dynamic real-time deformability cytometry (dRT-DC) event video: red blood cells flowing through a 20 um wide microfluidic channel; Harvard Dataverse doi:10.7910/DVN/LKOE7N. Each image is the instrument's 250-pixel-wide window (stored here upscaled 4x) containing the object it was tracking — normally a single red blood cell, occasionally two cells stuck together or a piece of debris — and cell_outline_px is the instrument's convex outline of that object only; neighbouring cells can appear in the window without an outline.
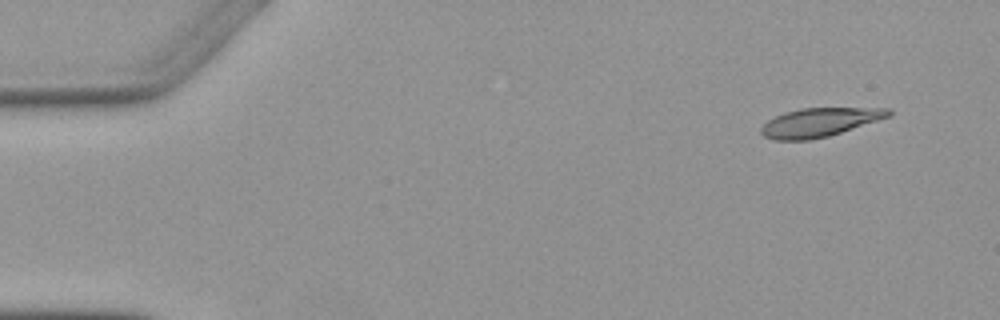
{"species": "Egyptian fruit bat (a non-hibernating species)", "species_latin": "Rousettus aegyptiacus", "temperature_condition": "warm", "stored_images_in_passage": 4, "camera_frame_rate_fps": 3000, "um_per_image_px": 0.085, "animal": {"sex": "female"}, "frame": {"image": 1, "passage_image": 1, "time_ms": 0.0, "image_size_px": [1000, 320], "cell_outline_px": [[892, 116], [828, 136], [808, 140], [772, 140], [764, 136], [760, 132], [760, 128], [768, 120], [784, 112], [800, 108], [892, 108]], "centroid_in_image_um": [69.67, 10.39], "position_along_channel_um": 15.3, "area_um2": 21.39}}
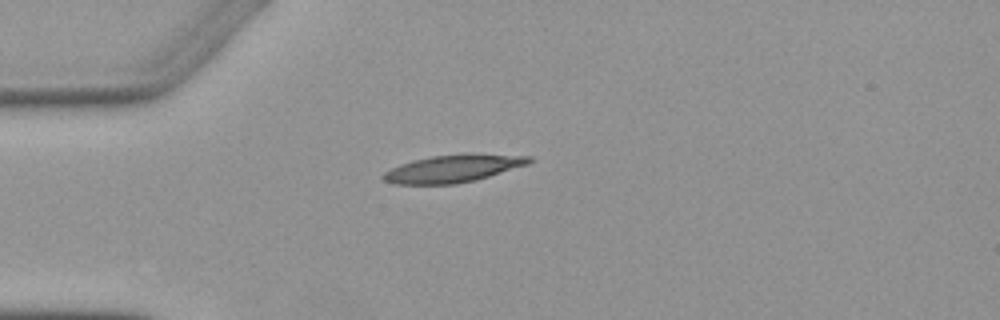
{"frame": {"image": 2, "passage_image": 4, "time_ms": 3.333, "image_size_px": [1000, 320], "cell_outline_px": [[536, 160], [528, 164], [488, 176], [456, 184], [396, 184], [384, 180], [380, 176], [384, 172], [400, 164], [412, 160], [432, 156], [464, 152], [468, 152], [532, 156]], "centroid_in_image_um": [38.55, 14.29], "position_along_channel_um": 46.5, "area_um2": 23.7}}